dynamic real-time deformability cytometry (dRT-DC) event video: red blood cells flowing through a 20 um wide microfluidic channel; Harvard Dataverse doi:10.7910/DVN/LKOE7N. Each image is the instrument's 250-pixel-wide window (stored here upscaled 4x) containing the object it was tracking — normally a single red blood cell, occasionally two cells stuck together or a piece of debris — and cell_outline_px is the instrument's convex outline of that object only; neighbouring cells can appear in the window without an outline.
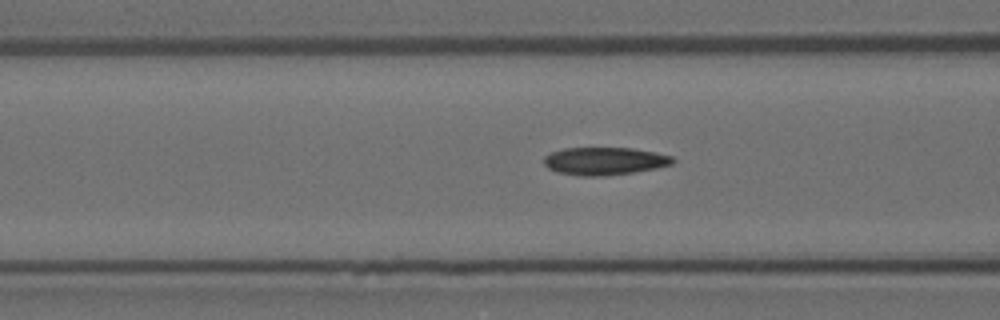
{"species": "Egyptian fruit bat (a non-hibernating species)", "species_latin": "Rousettus aegyptiacus", "temperature_condition": "room temperature", "stored_images_in_passage": 41, "camera_frame_rate_fps": 3000, "um_per_image_px": 0.085, "animal": {"sex": "female"}, "frame": {"image": 1, "passage_image": 6, "time_ms": 1.667, "image_size_px": [1000, 320], "cell_outline_px": [[676, 160], [672, 164], [656, 168], [632, 172], [604, 176], [580, 176], [556, 172], [548, 168], [544, 164], [544, 156], [552, 152], [564, 148], [632, 148], [656, 152], [672, 156]], "centroid_in_image_um": [51.38, 13.69], "position_along_channel_um": 115.2, "area_um2": 20.87}}
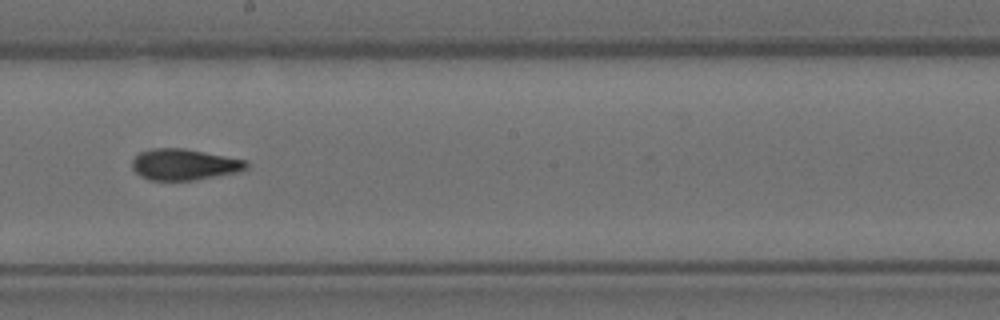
{"frame": {"image": 2, "passage_image": 16, "time_ms": 5.0, "image_size_px": [1000, 320], "cell_outline_px": [[248, 168], [240, 172], [196, 180], [148, 180], [140, 176], [132, 168], [132, 160], [140, 152], [152, 148], [184, 148], [248, 160]], "centroid_in_image_um": [15.69, 13.98], "position_along_channel_um": 232.5, "area_um2": 20.98}}
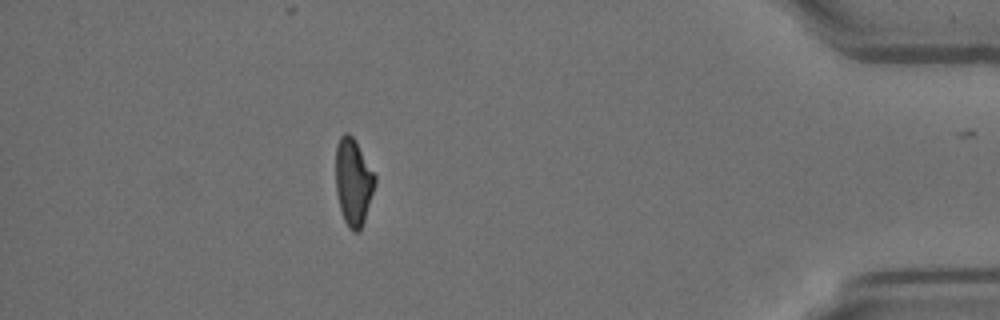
{"frame": {"image": 3, "passage_image": 35, "time_ms": 11.333, "image_size_px": [1000, 320], "cell_outline_px": [[376, 184], [360, 232], [352, 232], [348, 228], [344, 220], [340, 208], [336, 192], [336, 144], [340, 136], [344, 132], [348, 132], [356, 140], [376, 176]], "centroid_in_image_um": [30.03, 15.45], "position_along_channel_um": 405.2, "area_um2": 20.11}}